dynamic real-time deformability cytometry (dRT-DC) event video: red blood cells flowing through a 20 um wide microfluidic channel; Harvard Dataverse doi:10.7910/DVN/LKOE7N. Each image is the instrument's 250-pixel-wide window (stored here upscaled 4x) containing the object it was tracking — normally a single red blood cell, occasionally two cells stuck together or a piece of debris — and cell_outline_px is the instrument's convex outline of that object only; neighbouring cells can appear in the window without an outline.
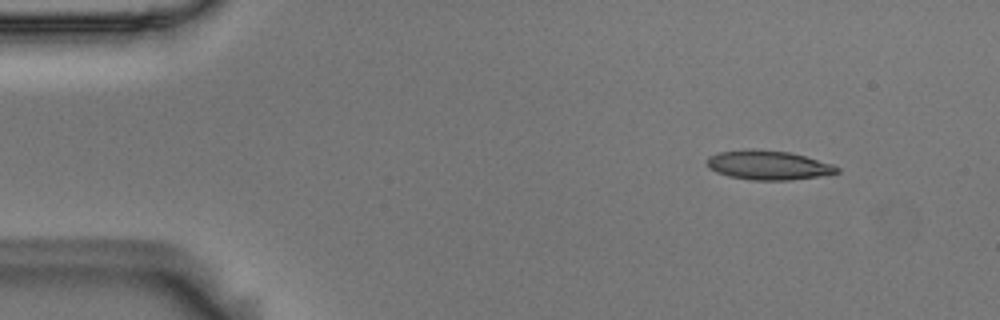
{"species": "Egyptian fruit bat (a non-hibernating species)", "species_latin": "Rousettus aegyptiacus", "temperature_condition": "room temperature", "stored_images_in_passage": 4, "segment_of_instrument_passage": [1, 2], "camera_frame_rate_fps": 3000, "um_per_image_px": 0.085, "animal": {"sex": "male"}, "frame": {"image": 1, "passage_image": 1, "time_ms": 0.0, "image_size_px": [1000, 320], "cell_outline_px": [[840, 172], [820, 176], [788, 180], [752, 180], [728, 176], [716, 172], [708, 168], [708, 156], [720, 152], [748, 148], [752, 148], [788, 152], [804, 156], [832, 164], [840, 168]], "centroid_in_image_um": [65.28, 14.03], "position_along_channel_um": 19.7, "area_um2": 22.14}}